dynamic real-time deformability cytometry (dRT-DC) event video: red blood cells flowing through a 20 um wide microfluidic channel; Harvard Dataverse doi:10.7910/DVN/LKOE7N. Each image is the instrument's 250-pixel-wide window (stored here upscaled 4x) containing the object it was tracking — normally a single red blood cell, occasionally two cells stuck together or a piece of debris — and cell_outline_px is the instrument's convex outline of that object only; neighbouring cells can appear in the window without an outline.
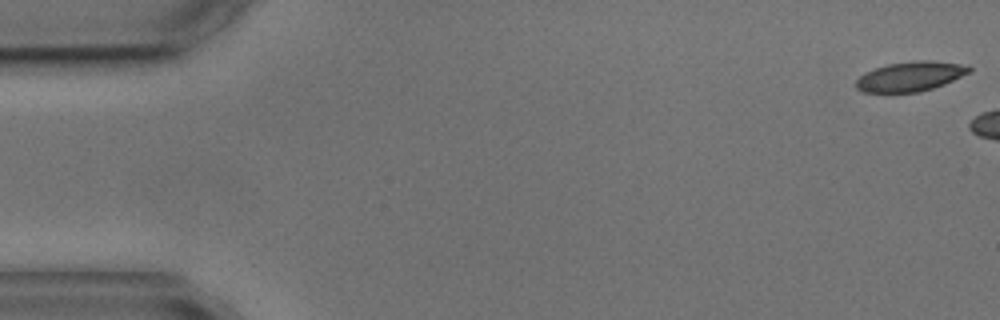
{"species": "common noctule bat (a hibernating species)", "species_latin": "Nyctalus noctula", "temperature_condition": "cold", "stored_images_in_passage": 3, "camera_frame_rate_fps": 3000, "um_per_image_px": 0.085, "animal": {"sex": "male", "body_mass_g": 17.9, "forearm_length_mm": 54.2}, "frame": {"image": 1, "passage_image": 1, "time_ms": 0.0, "image_size_px": [1000, 320], "cell_outline_px": [[972, 72], [944, 84], [920, 92], [864, 92], [856, 88], [856, 80], [864, 72], [888, 64], [916, 60], [932, 60], [968, 64], [972, 68]], "centroid_in_image_um": [77.44, 6.48], "position_along_channel_um": 7.6, "area_um2": 19.77}}